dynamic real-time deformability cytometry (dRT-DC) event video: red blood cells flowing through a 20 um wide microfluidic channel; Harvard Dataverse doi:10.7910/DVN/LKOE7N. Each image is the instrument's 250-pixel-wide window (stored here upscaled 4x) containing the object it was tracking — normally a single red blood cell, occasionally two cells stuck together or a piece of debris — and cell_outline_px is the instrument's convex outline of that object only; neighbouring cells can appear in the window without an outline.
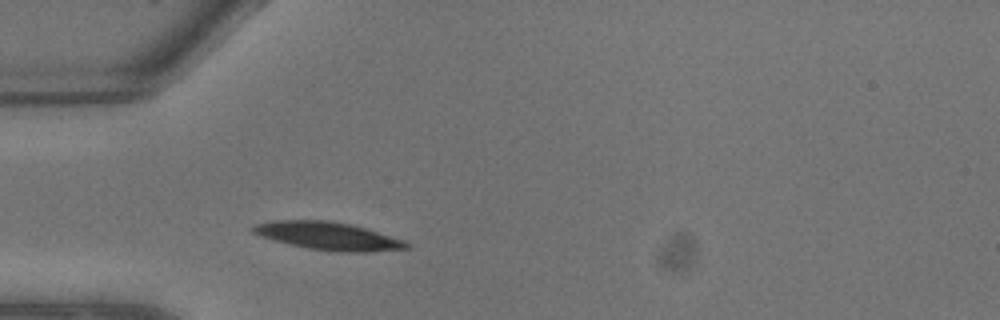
{"species": "common noctule bat (a hibernating species)", "species_latin": "Nyctalus noctula", "temperature_condition": "warm", "stored_images_in_passage": 4, "camera_frame_rate_fps": 3000, "um_per_image_px": 0.085, "animal": {"sex": "male", "body_mass_g": 13.3}, "frame": {"image": 1, "passage_image": 4, "time_ms": 1.0, "image_size_px": [1000, 320], "cell_outline_px": [[408, 248], [372, 252], [340, 252], [308, 248], [260, 236], [252, 232], [248, 228], [256, 224], [276, 220], [328, 220], [352, 224], [404, 240], [408, 244]], "centroid_in_image_um": [27.89, 20.05], "position_along_channel_um": 57.1, "area_um2": 24.74}}